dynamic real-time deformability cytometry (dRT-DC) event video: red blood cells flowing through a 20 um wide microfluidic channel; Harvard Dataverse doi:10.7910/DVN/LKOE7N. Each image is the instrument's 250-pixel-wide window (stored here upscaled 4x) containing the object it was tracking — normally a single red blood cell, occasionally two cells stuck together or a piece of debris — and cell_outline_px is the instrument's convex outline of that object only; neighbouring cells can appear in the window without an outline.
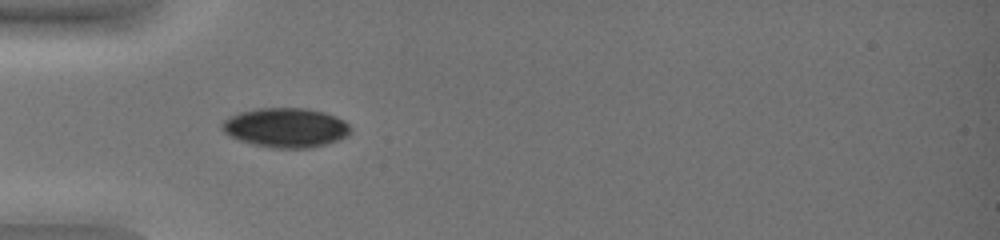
{"species": "common noctule bat (a hibernating species)", "species_latin": "Nyctalus noctula", "temperature_condition": "warm", "stored_images_in_passage": 13, "camera_frame_rate_fps": 3000, "um_per_image_px": 0.085, "animal": {"sex": "female", "body_mass_g": 19.0, "forearm_length_mm": 51.5}, "frame": {"image": 1, "passage_image": 1, "time_ms": 0.0, "image_size_px": [1000, 240], "cell_outline_px": [[352, 132], [348, 136], [312, 148], [272, 148], [252, 144], [228, 136], [220, 128], [220, 124], [228, 116], [240, 112], [256, 108], [308, 108], [324, 112], [336, 116], [344, 120], [352, 128]], "centroid_in_image_um": [24.28, 10.84], "position_along_channel_um": 60.7, "area_um2": 29.88}}